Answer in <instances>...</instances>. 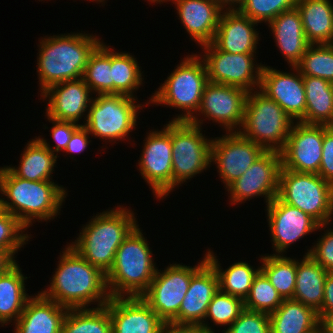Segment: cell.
I'll return each mask as SVG.
<instances>
[{
    "instance_id": "8fae6325",
    "label": "cell",
    "mask_w": 333,
    "mask_h": 333,
    "mask_svg": "<svg viewBox=\"0 0 333 333\" xmlns=\"http://www.w3.org/2000/svg\"><path fill=\"white\" fill-rule=\"evenodd\" d=\"M207 261L206 254L197 266L169 264L164 271L157 269L148 289L140 296L168 324L179 312L189 289L192 275Z\"/></svg>"
},
{
    "instance_id": "c3c4849f",
    "label": "cell",
    "mask_w": 333,
    "mask_h": 333,
    "mask_svg": "<svg viewBox=\"0 0 333 333\" xmlns=\"http://www.w3.org/2000/svg\"><path fill=\"white\" fill-rule=\"evenodd\" d=\"M333 315V272H328L324 283V298L318 316L322 321L325 317Z\"/></svg>"
},
{
    "instance_id": "30bf717a",
    "label": "cell",
    "mask_w": 333,
    "mask_h": 333,
    "mask_svg": "<svg viewBox=\"0 0 333 333\" xmlns=\"http://www.w3.org/2000/svg\"><path fill=\"white\" fill-rule=\"evenodd\" d=\"M201 127L171 120L173 188L211 165L212 140L203 136Z\"/></svg>"
},
{
    "instance_id": "b9f144b4",
    "label": "cell",
    "mask_w": 333,
    "mask_h": 333,
    "mask_svg": "<svg viewBox=\"0 0 333 333\" xmlns=\"http://www.w3.org/2000/svg\"><path fill=\"white\" fill-rule=\"evenodd\" d=\"M26 229L16 216L4 209L0 211V248L7 251L14 259L15 253L26 244V241H29V235L23 233Z\"/></svg>"
},
{
    "instance_id": "816d5d0a",
    "label": "cell",
    "mask_w": 333,
    "mask_h": 333,
    "mask_svg": "<svg viewBox=\"0 0 333 333\" xmlns=\"http://www.w3.org/2000/svg\"><path fill=\"white\" fill-rule=\"evenodd\" d=\"M214 1L223 9L226 7L225 8L226 10L227 9L228 10H234V9H238L239 6L243 3L244 0H214Z\"/></svg>"
},
{
    "instance_id": "d4e9b609",
    "label": "cell",
    "mask_w": 333,
    "mask_h": 333,
    "mask_svg": "<svg viewBox=\"0 0 333 333\" xmlns=\"http://www.w3.org/2000/svg\"><path fill=\"white\" fill-rule=\"evenodd\" d=\"M68 311L41 293L31 296L15 322V333H61L63 320Z\"/></svg>"
},
{
    "instance_id": "83f0119b",
    "label": "cell",
    "mask_w": 333,
    "mask_h": 333,
    "mask_svg": "<svg viewBox=\"0 0 333 333\" xmlns=\"http://www.w3.org/2000/svg\"><path fill=\"white\" fill-rule=\"evenodd\" d=\"M303 82L306 107L298 122L333 126V83L308 75H303Z\"/></svg>"
},
{
    "instance_id": "11a10c76",
    "label": "cell",
    "mask_w": 333,
    "mask_h": 333,
    "mask_svg": "<svg viewBox=\"0 0 333 333\" xmlns=\"http://www.w3.org/2000/svg\"><path fill=\"white\" fill-rule=\"evenodd\" d=\"M314 333H324V332H323V329L320 328L319 330L315 331Z\"/></svg>"
},
{
    "instance_id": "7bdbcfd3",
    "label": "cell",
    "mask_w": 333,
    "mask_h": 333,
    "mask_svg": "<svg viewBox=\"0 0 333 333\" xmlns=\"http://www.w3.org/2000/svg\"><path fill=\"white\" fill-rule=\"evenodd\" d=\"M222 333H271L270 317L264 312L244 309Z\"/></svg>"
},
{
    "instance_id": "5b68a950",
    "label": "cell",
    "mask_w": 333,
    "mask_h": 333,
    "mask_svg": "<svg viewBox=\"0 0 333 333\" xmlns=\"http://www.w3.org/2000/svg\"><path fill=\"white\" fill-rule=\"evenodd\" d=\"M137 225L116 251L106 274L111 297L141 296L152 282L157 268L148 242Z\"/></svg>"
},
{
    "instance_id": "277c9868",
    "label": "cell",
    "mask_w": 333,
    "mask_h": 333,
    "mask_svg": "<svg viewBox=\"0 0 333 333\" xmlns=\"http://www.w3.org/2000/svg\"><path fill=\"white\" fill-rule=\"evenodd\" d=\"M99 214L84 225L77 240L69 246L107 274L114 264L117 249L138 224L134 213L119 205Z\"/></svg>"
},
{
    "instance_id": "74e56055",
    "label": "cell",
    "mask_w": 333,
    "mask_h": 333,
    "mask_svg": "<svg viewBox=\"0 0 333 333\" xmlns=\"http://www.w3.org/2000/svg\"><path fill=\"white\" fill-rule=\"evenodd\" d=\"M295 67L302 75L319 77L333 83V46L310 44Z\"/></svg>"
},
{
    "instance_id": "44dd1931",
    "label": "cell",
    "mask_w": 333,
    "mask_h": 333,
    "mask_svg": "<svg viewBox=\"0 0 333 333\" xmlns=\"http://www.w3.org/2000/svg\"><path fill=\"white\" fill-rule=\"evenodd\" d=\"M219 291V279L214 267L206 261L193 275L181 302L178 314L168 324H202L213 296ZM204 322V323H203Z\"/></svg>"
},
{
    "instance_id": "52a82bcc",
    "label": "cell",
    "mask_w": 333,
    "mask_h": 333,
    "mask_svg": "<svg viewBox=\"0 0 333 333\" xmlns=\"http://www.w3.org/2000/svg\"><path fill=\"white\" fill-rule=\"evenodd\" d=\"M293 121L278 103L257 89L248 93L244 121L238 132L265 150L280 152Z\"/></svg>"
},
{
    "instance_id": "681fc988",
    "label": "cell",
    "mask_w": 333,
    "mask_h": 333,
    "mask_svg": "<svg viewBox=\"0 0 333 333\" xmlns=\"http://www.w3.org/2000/svg\"><path fill=\"white\" fill-rule=\"evenodd\" d=\"M164 333H215L202 324H167Z\"/></svg>"
},
{
    "instance_id": "ac0fdd59",
    "label": "cell",
    "mask_w": 333,
    "mask_h": 333,
    "mask_svg": "<svg viewBox=\"0 0 333 333\" xmlns=\"http://www.w3.org/2000/svg\"><path fill=\"white\" fill-rule=\"evenodd\" d=\"M248 93L239 87L208 82L204 87L198 115L201 113L209 120L220 123L226 132H238L244 121Z\"/></svg>"
},
{
    "instance_id": "cb8c5ba5",
    "label": "cell",
    "mask_w": 333,
    "mask_h": 333,
    "mask_svg": "<svg viewBox=\"0 0 333 333\" xmlns=\"http://www.w3.org/2000/svg\"><path fill=\"white\" fill-rule=\"evenodd\" d=\"M181 23L191 40L202 45L211 43L218 28L222 11L214 0H175Z\"/></svg>"
},
{
    "instance_id": "6f0895ef",
    "label": "cell",
    "mask_w": 333,
    "mask_h": 333,
    "mask_svg": "<svg viewBox=\"0 0 333 333\" xmlns=\"http://www.w3.org/2000/svg\"><path fill=\"white\" fill-rule=\"evenodd\" d=\"M92 1H95V2L97 1V2H100V3H101V2H103L104 0H92Z\"/></svg>"
},
{
    "instance_id": "484cf974",
    "label": "cell",
    "mask_w": 333,
    "mask_h": 333,
    "mask_svg": "<svg viewBox=\"0 0 333 333\" xmlns=\"http://www.w3.org/2000/svg\"><path fill=\"white\" fill-rule=\"evenodd\" d=\"M268 25L285 60L291 67H295L310 45L305 37L300 12L296 7L282 12Z\"/></svg>"
},
{
    "instance_id": "5bb4252c",
    "label": "cell",
    "mask_w": 333,
    "mask_h": 333,
    "mask_svg": "<svg viewBox=\"0 0 333 333\" xmlns=\"http://www.w3.org/2000/svg\"><path fill=\"white\" fill-rule=\"evenodd\" d=\"M281 167L280 152L265 150L251 167L227 188L231 202L239 204L255 196H264L268 205L278 195Z\"/></svg>"
},
{
    "instance_id": "db71d44e",
    "label": "cell",
    "mask_w": 333,
    "mask_h": 333,
    "mask_svg": "<svg viewBox=\"0 0 333 333\" xmlns=\"http://www.w3.org/2000/svg\"><path fill=\"white\" fill-rule=\"evenodd\" d=\"M148 1L153 2V3L156 2L157 4H158V3L161 4V2H163V1H164V2H166V1H172V2H174L175 0H148Z\"/></svg>"
},
{
    "instance_id": "7a4b0ae2",
    "label": "cell",
    "mask_w": 333,
    "mask_h": 333,
    "mask_svg": "<svg viewBox=\"0 0 333 333\" xmlns=\"http://www.w3.org/2000/svg\"><path fill=\"white\" fill-rule=\"evenodd\" d=\"M40 40L37 73L41 94L55 84L81 79L89 55L101 43L98 37L83 33Z\"/></svg>"
},
{
    "instance_id": "4316f807",
    "label": "cell",
    "mask_w": 333,
    "mask_h": 333,
    "mask_svg": "<svg viewBox=\"0 0 333 333\" xmlns=\"http://www.w3.org/2000/svg\"><path fill=\"white\" fill-rule=\"evenodd\" d=\"M269 317L271 333H314L321 328L318 312L293 299H284Z\"/></svg>"
},
{
    "instance_id": "680465c9",
    "label": "cell",
    "mask_w": 333,
    "mask_h": 333,
    "mask_svg": "<svg viewBox=\"0 0 333 333\" xmlns=\"http://www.w3.org/2000/svg\"><path fill=\"white\" fill-rule=\"evenodd\" d=\"M331 46H333V37L331 39V42L329 43Z\"/></svg>"
},
{
    "instance_id": "f6af8a7d",
    "label": "cell",
    "mask_w": 333,
    "mask_h": 333,
    "mask_svg": "<svg viewBox=\"0 0 333 333\" xmlns=\"http://www.w3.org/2000/svg\"><path fill=\"white\" fill-rule=\"evenodd\" d=\"M321 237L305 254L312 257L326 271L333 272V230L327 229Z\"/></svg>"
},
{
    "instance_id": "f1b7e54d",
    "label": "cell",
    "mask_w": 333,
    "mask_h": 333,
    "mask_svg": "<svg viewBox=\"0 0 333 333\" xmlns=\"http://www.w3.org/2000/svg\"><path fill=\"white\" fill-rule=\"evenodd\" d=\"M305 37L310 44H329L333 37V5L330 0H297Z\"/></svg>"
},
{
    "instance_id": "9c48e42d",
    "label": "cell",
    "mask_w": 333,
    "mask_h": 333,
    "mask_svg": "<svg viewBox=\"0 0 333 333\" xmlns=\"http://www.w3.org/2000/svg\"><path fill=\"white\" fill-rule=\"evenodd\" d=\"M135 101V96L98 94L90 103L83 126L99 139L124 140L137 125V113L142 109Z\"/></svg>"
},
{
    "instance_id": "2e32d148",
    "label": "cell",
    "mask_w": 333,
    "mask_h": 333,
    "mask_svg": "<svg viewBox=\"0 0 333 333\" xmlns=\"http://www.w3.org/2000/svg\"><path fill=\"white\" fill-rule=\"evenodd\" d=\"M324 125L293 123L280 151L282 168L296 172L319 173Z\"/></svg>"
},
{
    "instance_id": "ba28073f",
    "label": "cell",
    "mask_w": 333,
    "mask_h": 333,
    "mask_svg": "<svg viewBox=\"0 0 333 333\" xmlns=\"http://www.w3.org/2000/svg\"><path fill=\"white\" fill-rule=\"evenodd\" d=\"M297 207L320 225H328L333 215V184L316 173L296 172L281 167L277 195Z\"/></svg>"
},
{
    "instance_id": "f5cc1de1",
    "label": "cell",
    "mask_w": 333,
    "mask_h": 333,
    "mask_svg": "<svg viewBox=\"0 0 333 333\" xmlns=\"http://www.w3.org/2000/svg\"><path fill=\"white\" fill-rule=\"evenodd\" d=\"M321 328L324 333H333V315L327 316L321 321Z\"/></svg>"
},
{
    "instance_id": "1f68e13d",
    "label": "cell",
    "mask_w": 333,
    "mask_h": 333,
    "mask_svg": "<svg viewBox=\"0 0 333 333\" xmlns=\"http://www.w3.org/2000/svg\"><path fill=\"white\" fill-rule=\"evenodd\" d=\"M35 139L24 148L18 167H6L21 179L50 181L58 154L51 152L38 138Z\"/></svg>"
},
{
    "instance_id": "e575fe53",
    "label": "cell",
    "mask_w": 333,
    "mask_h": 333,
    "mask_svg": "<svg viewBox=\"0 0 333 333\" xmlns=\"http://www.w3.org/2000/svg\"><path fill=\"white\" fill-rule=\"evenodd\" d=\"M111 49L105 43H100L89 55L82 79L91 92L98 94H113L111 75Z\"/></svg>"
},
{
    "instance_id": "7dc6e473",
    "label": "cell",
    "mask_w": 333,
    "mask_h": 333,
    "mask_svg": "<svg viewBox=\"0 0 333 333\" xmlns=\"http://www.w3.org/2000/svg\"><path fill=\"white\" fill-rule=\"evenodd\" d=\"M88 130L81 125L73 134L70 141L65 148V152L71 153H81L83 152L87 146L90 144V138Z\"/></svg>"
},
{
    "instance_id": "9a60e30c",
    "label": "cell",
    "mask_w": 333,
    "mask_h": 333,
    "mask_svg": "<svg viewBox=\"0 0 333 333\" xmlns=\"http://www.w3.org/2000/svg\"><path fill=\"white\" fill-rule=\"evenodd\" d=\"M265 151L239 132H226L212 139L211 162H215L225 187L240 178Z\"/></svg>"
},
{
    "instance_id": "ee69618b",
    "label": "cell",
    "mask_w": 333,
    "mask_h": 333,
    "mask_svg": "<svg viewBox=\"0 0 333 333\" xmlns=\"http://www.w3.org/2000/svg\"><path fill=\"white\" fill-rule=\"evenodd\" d=\"M47 119L52 121L54 124L51 128V136L53 140L56 142L54 148H52L47 142L46 139L37 137L51 152L55 154V152L59 153L60 150H65L68 142L70 141L72 134L82 125L75 122L70 121H60L53 118H49L46 115Z\"/></svg>"
},
{
    "instance_id": "836d02e7",
    "label": "cell",
    "mask_w": 333,
    "mask_h": 333,
    "mask_svg": "<svg viewBox=\"0 0 333 333\" xmlns=\"http://www.w3.org/2000/svg\"><path fill=\"white\" fill-rule=\"evenodd\" d=\"M61 333H112V323L106 305L95 308L68 309Z\"/></svg>"
},
{
    "instance_id": "d6986e66",
    "label": "cell",
    "mask_w": 333,
    "mask_h": 333,
    "mask_svg": "<svg viewBox=\"0 0 333 333\" xmlns=\"http://www.w3.org/2000/svg\"><path fill=\"white\" fill-rule=\"evenodd\" d=\"M112 333H164L166 323L140 297H111Z\"/></svg>"
},
{
    "instance_id": "f546056e",
    "label": "cell",
    "mask_w": 333,
    "mask_h": 333,
    "mask_svg": "<svg viewBox=\"0 0 333 333\" xmlns=\"http://www.w3.org/2000/svg\"><path fill=\"white\" fill-rule=\"evenodd\" d=\"M327 274L328 271L309 255H304L300 262L296 260V284L292 299L318 312L323 304Z\"/></svg>"
},
{
    "instance_id": "f907efd6",
    "label": "cell",
    "mask_w": 333,
    "mask_h": 333,
    "mask_svg": "<svg viewBox=\"0 0 333 333\" xmlns=\"http://www.w3.org/2000/svg\"><path fill=\"white\" fill-rule=\"evenodd\" d=\"M16 263V260L5 250L0 248V275L5 273Z\"/></svg>"
},
{
    "instance_id": "8d00e7d4",
    "label": "cell",
    "mask_w": 333,
    "mask_h": 333,
    "mask_svg": "<svg viewBox=\"0 0 333 333\" xmlns=\"http://www.w3.org/2000/svg\"><path fill=\"white\" fill-rule=\"evenodd\" d=\"M136 58L129 53L111 50V75L113 94L133 97L142 83V73Z\"/></svg>"
},
{
    "instance_id": "d6a6232c",
    "label": "cell",
    "mask_w": 333,
    "mask_h": 333,
    "mask_svg": "<svg viewBox=\"0 0 333 333\" xmlns=\"http://www.w3.org/2000/svg\"><path fill=\"white\" fill-rule=\"evenodd\" d=\"M206 257L217 273L219 290L245 301L250 293L255 276L261 270L260 267L253 269L248 263L240 261L223 271L217 257L211 250L207 251Z\"/></svg>"
},
{
    "instance_id": "ffe728a7",
    "label": "cell",
    "mask_w": 333,
    "mask_h": 333,
    "mask_svg": "<svg viewBox=\"0 0 333 333\" xmlns=\"http://www.w3.org/2000/svg\"><path fill=\"white\" fill-rule=\"evenodd\" d=\"M291 69L297 73H284L263 65L259 89L298 122L305 115L304 82L299 70L296 67Z\"/></svg>"
},
{
    "instance_id": "9f6ffc18",
    "label": "cell",
    "mask_w": 333,
    "mask_h": 333,
    "mask_svg": "<svg viewBox=\"0 0 333 333\" xmlns=\"http://www.w3.org/2000/svg\"><path fill=\"white\" fill-rule=\"evenodd\" d=\"M2 210V198H0V211Z\"/></svg>"
},
{
    "instance_id": "ab89813d",
    "label": "cell",
    "mask_w": 333,
    "mask_h": 333,
    "mask_svg": "<svg viewBox=\"0 0 333 333\" xmlns=\"http://www.w3.org/2000/svg\"><path fill=\"white\" fill-rule=\"evenodd\" d=\"M244 309L242 299L219 290L208 305L205 321L211 318L216 325L230 326Z\"/></svg>"
},
{
    "instance_id": "4fadbf2b",
    "label": "cell",
    "mask_w": 333,
    "mask_h": 333,
    "mask_svg": "<svg viewBox=\"0 0 333 333\" xmlns=\"http://www.w3.org/2000/svg\"><path fill=\"white\" fill-rule=\"evenodd\" d=\"M168 123L161 131L148 133L138 162L141 176L157 199H163L173 190L171 122Z\"/></svg>"
},
{
    "instance_id": "e0dca14e",
    "label": "cell",
    "mask_w": 333,
    "mask_h": 333,
    "mask_svg": "<svg viewBox=\"0 0 333 333\" xmlns=\"http://www.w3.org/2000/svg\"><path fill=\"white\" fill-rule=\"evenodd\" d=\"M268 225L276 253L280 255L298 239L327 226L320 225L314 218L297 207L284 203L278 196L267 206ZM325 226V227H324Z\"/></svg>"
},
{
    "instance_id": "6da1fadb",
    "label": "cell",
    "mask_w": 333,
    "mask_h": 333,
    "mask_svg": "<svg viewBox=\"0 0 333 333\" xmlns=\"http://www.w3.org/2000/svg\"><path fill=\"white\" fill-rule=\"evenodd\" d=\"M62 253L49 287L40 293L68 309L86 308L91 302L106 305L111 298L106 274L69 245Z\"/></svg>"
},
{
    "instance_id": "603a6c76",
    "label": "cell",
    "mask_w": 333,
    "mask_h": 333,
    "mask_svg": "<svg viewBox=\"0 0 333 333\" xmlns=\"http://www.w3.org/2000/svg\"><path fill=\"white\" fill-rule=\"evenodd\" d=\"M257 22L241 14L237 9L222 11L212 44L231 54L256 53L259 33Z\"/></svg>"
},
{
    "instance_id": "8992f818",
    "label": "cell",
    "mask_w": 333,
    "mask_h": 333,
    "mask_svg": "<svg viewBox=\"0 0 333 333\" xmlns=\"http://www.w3.org/2000/svg\"><path fill=\"white\" fill-rule=\"evenodd\" d=\"M202 58L197 54L186 56L147 103L182 109L186 113L182 112L173 121H190L201 126L203 120H198L197 114H193L199 109L204 87L208 83Z\"/></svg>"
},
{
    "instance_id": "7402d4cb",
    "label": "cell",
    "mask_w": 333,
    "mask_h": 333,
    "mask_svg": "<svg viewBox=\"0 0 333 333\" xmlns=\"http://www.w3.org/2000/svg\"><path fill=\"white\" fill-rule=\"evenodd\" d=\"M90 88L84 80H70L55 84L45 90L41 96L48 98L46 115L60 121L77 123L89 110L93 97Z\"/></svg>"
},
{
    "instance_id": "4dcf8cb0",
    "label": "cell",
    "mask_w": 333,
    "mask_h": 333,
    "mask_svg": "<svg viewBox=\"0 0 333 333\" xmlns=\"http://www.w3.org/2000/svg\"><path fill=\"white\" fill-rule=\"evenodd\" d=\"M27 277L22 274L17 262L0 275V324L15 322L31 297L25 291Z\"/></svg>"
},
{
    "instance_id": "3957f363",
    "label": "cell",
    "mask_w": 333,
    "mask_h": 333,
    "mask_svg": "<svg viewBox=\"0 0 333 333\" xmlns=\"http://www.w3.org/2000/svg\"><path fill=\"white\" fill-rule=\"evenodd\" d=\"M0 192L7 198H2V209L16 216L26 228L33 219H54L67 195L64 187L53 181L21 179L5 166L0 168Z\"/></svg>"
},
{
    "instance_id": "d590c367",
    "label": "cell",
    "mask_w": 333,
    "mask_h": 333,
    "mask_svg": "<svg viewBox=\"0 0 333 333\" xmlns=\"http://www.w3.org/2000/svg\"><path fill=\"white\" fill-rule=\"evenodd\" d=\"M261 271L283 299H292L296 284V259L281 255L262 256Z\"/></svg>"
},
{
    "instance_id": "7c38bea8",
    "label": "cell",
    "mask_w": 333,
    "mask_h": 333,
    "mask_svg": "<svg viewBox=\"0 0 333 333\" xmlns=\"http://www.w3.org/2000/svg\"><path fill=\"white\" fill-rule=\"evenodd\" d=\"M202 46L208 82L239 87L247 92L260 87L263 65L253 63L255 53L231 54L218 50L212 43Z\"/></svg>"
},
{
    "instance_id": "60d3db41",
    "label": "cell",
    "mask_w": 333,
    "mask_h": 333,
    "mask_svg": "<svg viewBox=\"0 0 333 333\" xmlns=\"http://www.w3.org/2000/svg\"><path fill=\"white\" fill-rule=\"evenodd\" d=\"M297 0H244L237 9L251 20L267 24L282 12L296 6Z\"/></svg>"
},
{
    "instance_id": "bcb514c9",
    "label": "cell",
    "mask_w": 333,
    "mask_h": 333,
    "mask_svg": "<svg viewBox=\"0 0 333 333\" xmlns=\"http://www.w3.org/2000/svg\"><path fill=\"white\" fill-rule=\"evenodd\" d=\"M318 175L333 184V126L324 125L322 159Z\"/></svg>"
},
{
    "instance_id": "f35d334b",
    "label": "cell",
    "mask_w": 333,
    "mask_h": 333,
    "mask_svg": "<svg viewBox=\"0 0 333 333\" xmlns=\"http://www.w3.org/2000/svg\"><path fill=\"white\" fill-rule=\"evenodd\" d=\"M283 300L266 275L260 270L253 280L248 297L244 301V308L270 314L282 304Z\"/></svg>"
}]
</instances>
